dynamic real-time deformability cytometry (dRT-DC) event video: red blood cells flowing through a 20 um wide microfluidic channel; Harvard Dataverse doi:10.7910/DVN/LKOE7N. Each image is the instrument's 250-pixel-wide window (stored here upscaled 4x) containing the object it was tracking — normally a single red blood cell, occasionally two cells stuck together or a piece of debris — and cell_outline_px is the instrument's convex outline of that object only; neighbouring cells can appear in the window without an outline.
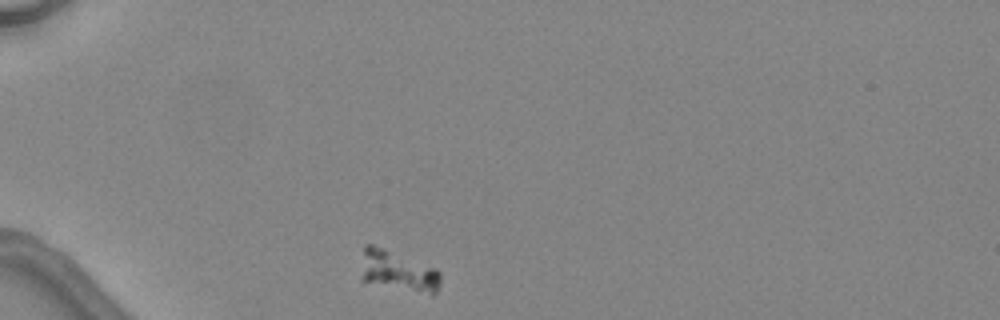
{"species": "common noctule bat (a hibernating species)", "species_latin": "Nyctalus noctula", "temperature_condition": "warm", "stored_images_in_passage": 3, "camera_frame_rate_fps": 3000, "um_per_image_px": 0.085, "animal": {"sex": "female", "body_mass_g": 24.6, "forearm_length_mm": 56.2}, "frame": {"image": 1, "passage_image": 1, "time_ms": 0.0, "image_size_px": [1000, 320], "cell_outline_px": [[440, 284], [436, 292], [432, 296], [360, 280], [364, 244], [372, 244], [384, 248], [436, 268], [440, 272]], "centroid_in_image_um": [33.85, 23.05], "position_along_channel_um": 51.2, "area_um2": 18.9}}